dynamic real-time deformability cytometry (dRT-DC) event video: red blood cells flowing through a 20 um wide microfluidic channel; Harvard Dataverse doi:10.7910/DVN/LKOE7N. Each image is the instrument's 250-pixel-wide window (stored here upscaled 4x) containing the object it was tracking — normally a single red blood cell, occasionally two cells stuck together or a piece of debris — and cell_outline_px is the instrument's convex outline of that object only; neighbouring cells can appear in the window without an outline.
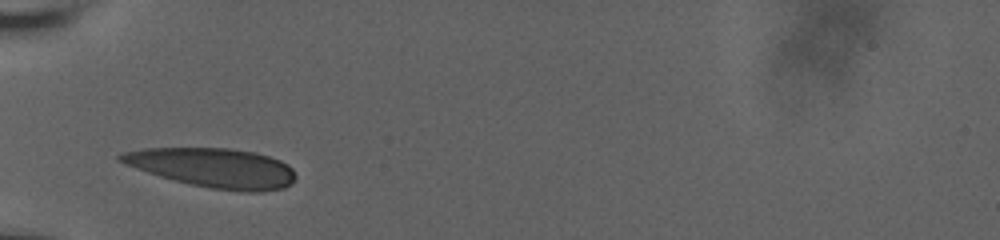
{"species": "human", "species_latin": "Homo sapiens", "temperature_condition": "room temperature", "stored_images_in_passage": 36, "camera_frame_rate_fps": 3000, "um_per_image_px": 0.085, "donor": {"sex": "male"}, "frame": {"image": 1, "passage_image": 1, "time_ms": 0.0, "image_size_px": [1000, 240], "cell_outline_px": [[296, 176], [292, 184], [284, 188], [260, 192], [244, 192], [212, 188], [192, 184], [160, 176], [136, 168], [116, 160], [116, 156], [124, 152], [144, 148], [228, 148], [256, 152], [280, 160], [288, 164], [292, 168]], "centroid_in_image_um": [18.17, 14.26], "position_along_channel_um": 66.8, "area_um2": 40.11}}
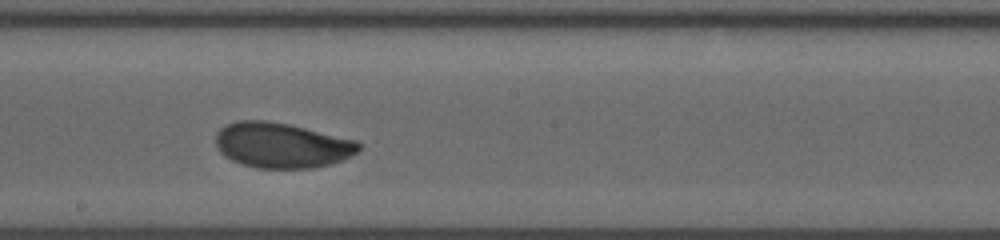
{"frame": {"image": 2, "passage_image": 20, "time_ms": 4.333, "image_size_px": [1000, 240], "cell_outline_px": [[360, 148], [352, 156], [328, 164], [312, 168], [256, 168], [240, 164], [224, 156], [220, 152], [216, 144], [216, 132], [220, 128], [228, 124], [240, 120], [264, 120], [288, 124], [356, 140], [360, 144]], "centroid_in_image_um": [23.91, 12.35], "position_along_channel_um": 224.3, "area_um2": 37.57}}
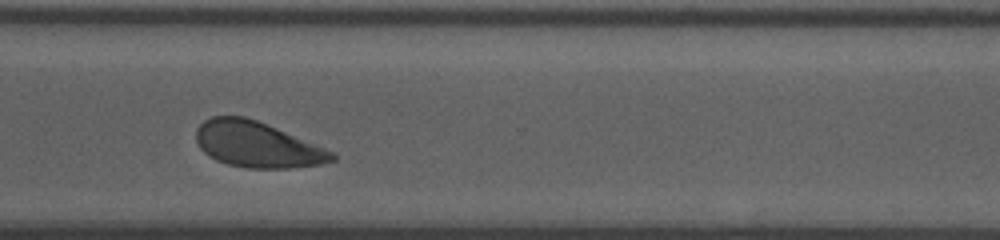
{"frame": {"image": 3, "passage_image": 35, "time_ms": 7.667, "image_size_px": [1000, 240], "cell_outline_px": [[336, 160], [320, 164], [288, 168], [244, 168], [228, 164], [216, 160], [208, 156], [200, 148], [196, 140], [196, 128], [204, 120], [212, 116], [244, 116], [256, 120], [276, 128], [324, 148], [332, 152], [336, 156]], "centroid_in_image_um": [21.8, 12.29], "position_along_channel_um": 348.8, "area_um2": 35.89}}